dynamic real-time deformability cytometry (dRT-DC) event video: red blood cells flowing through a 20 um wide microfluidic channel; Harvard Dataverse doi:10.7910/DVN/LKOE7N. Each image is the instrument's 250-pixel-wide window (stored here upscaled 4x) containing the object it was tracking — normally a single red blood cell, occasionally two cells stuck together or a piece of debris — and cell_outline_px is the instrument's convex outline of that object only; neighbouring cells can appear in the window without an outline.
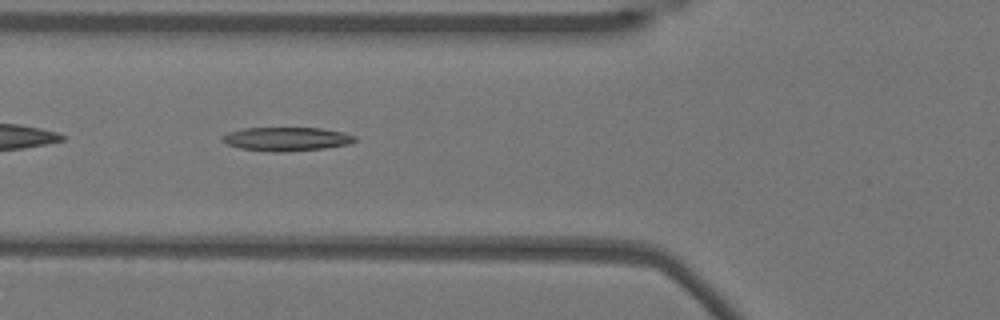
{"species": "Egyptian fruit bat (a non-hibernating species)", "species_latin": "Rousettus aegyptiacus", "temperature_condition": "warm", "stored_images_in_passage": 38, "camera_frame_rate_fps": 3000, "um_per_image_px": 0.085, "animal": {"sex": "female"}, "frame": {"image": 1, "passage_image": 5, "time_ms": 1.333, "image_size_px": [1000, 320], "cell_outline_px": [[356, 140], [348, 144], [324, 148], [284, 152], [272, 152], [240, 148], [228, 144], [220, 140], [220, 136], [228, 132], [244, 128], [324, 128], [344, 132], [356, 136]], "centroid_in_image_um": [24.34, 11.81], "position_along_channel_um": 101.5, "area_um2": 18.44}}
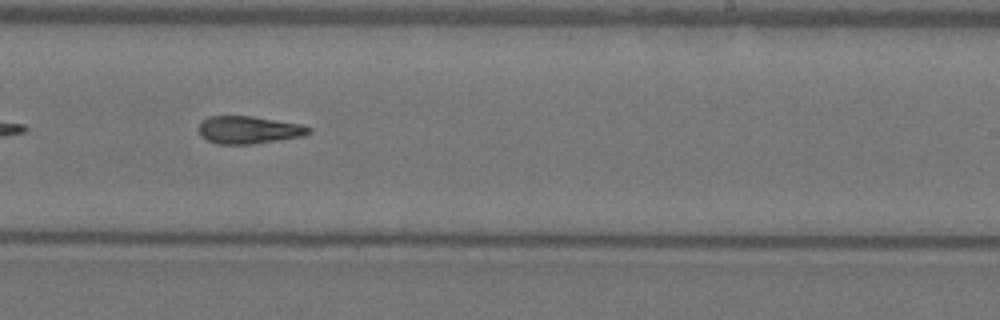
{"frame": {"image": 2, "passage_image": 18, "time_ms": 5.667, "image_size_px": [1000, 320], "cell_outline_px": [[312, 132], [304, 136], [252, 144], [216, 144], [200, 136], [196, 128], [208, 116], [252, 116], [300, 124], [312, 128]], "centroid_in_image_um": [21.12, 11.04], "position_along_channel_um": 267.9, "area_um2": 17.8}}
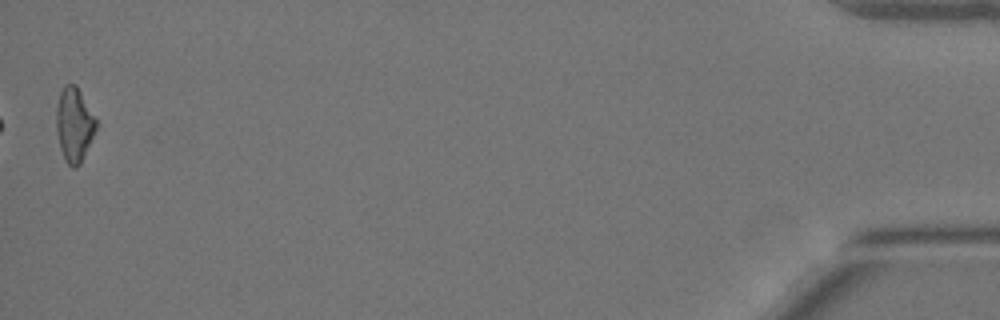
{"frame": {"image": 3, "passage_image": 38, "time_ms": 12.333, "image_size_px": [1000, 320], "cell_outline_px": [[100, 124], [80, 164], [76, 168], [72, 168], [64, 160], [60, 148], [56, 132], [56, 104], [60, 92], [64, 84], [76, 84], [96, 116]], "centroid_in_image_um": [6.33, 10.58], "position_along_channel_um": 428.9, "area_um2": 17.86}, "authors_computed_cell_mechanics": {"area_um2": 17.8602, "velocity_mm_per_s": 3.8469, "shape_relaxation_time_tau1_ms": null, "shape_relaxation_time_tau2_ms": 7.4866, "deformation_change_tau1": null, "deformation_change_tau2": 0.1932}}